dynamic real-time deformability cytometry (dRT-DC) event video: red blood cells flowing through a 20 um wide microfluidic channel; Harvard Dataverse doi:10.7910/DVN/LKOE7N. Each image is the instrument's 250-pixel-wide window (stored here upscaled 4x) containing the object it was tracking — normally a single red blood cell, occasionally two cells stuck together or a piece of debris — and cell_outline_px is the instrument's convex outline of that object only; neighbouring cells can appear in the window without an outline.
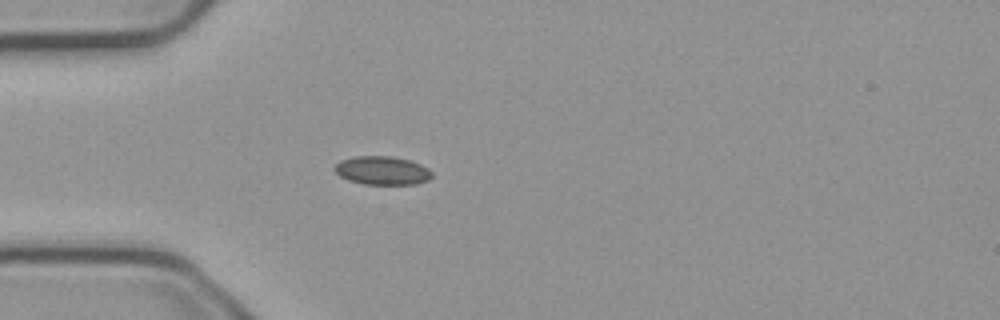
{"species": "common noctule bat (a hibernating species)", "species_latin": "Nyctalus noctula", "temperature_condition": "cold", "stored_images_in_passage": 4, "camera_frame_rate_fps": 3000, "um_per_image_px": 0.085, "animal": {"sex": "male", "body_mass_g": 23.1, "forearm_length_mm": 52.7}, "frame": {"image": 1, "passage_image": 4, "time_ms": 1.0, "image_size_px": [1000, 320], "cell_outline_px": [[432, 176], [428, 180], [416, 184], [364, 184], [348, 180], [340, 176], [332, 168], [340, 160], [352, 156], [392, 156], [408, 160], [420, 164], [428, 168], [432, 172]], "centroid_in_image_um": [32.46, 14.49], "position_along_channel_um": 52.5, "area_um2": 16.24}}